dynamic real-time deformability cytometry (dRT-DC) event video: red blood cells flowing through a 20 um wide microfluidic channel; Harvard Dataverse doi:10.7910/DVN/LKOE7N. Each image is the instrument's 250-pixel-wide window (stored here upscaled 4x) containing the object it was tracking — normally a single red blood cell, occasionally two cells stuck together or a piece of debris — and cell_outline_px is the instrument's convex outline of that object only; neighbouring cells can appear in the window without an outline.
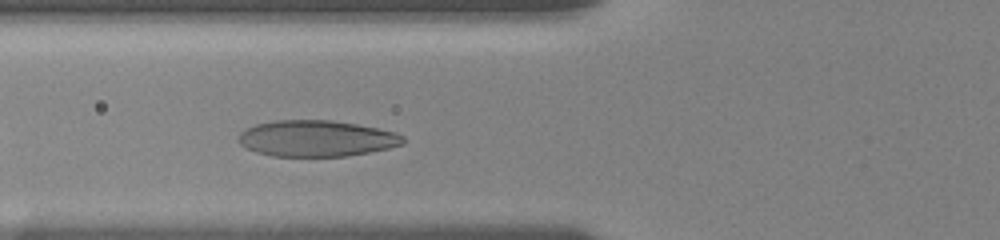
{"species": "human", "species_latin": "Homo sapiens", "temperature_condition": "room temperature", "stored_images_in_passage": 42, "camera_frame_rate_fps": 3000, "um_per_image_px": 0.085, "donor": {"sex": "female"}, "frame": {"image": 1, "passage_image": 7, "time_ms": 1.667, "image_size_px": [1000, 240], "cell_outline_px": [[404, 144], [388, 148], [348, 156], [272, 156], [256, 152], [240, 144], [236, 140], [240, 132], [244, 128], [256, 124], [276, 120], [332, 120], [356, 124], [396, 132], [404, 136]], "centroid_in_image_um": [26.87, 11.76], "position_along_channel_um": 98.9, "area_um2": 34.8}}
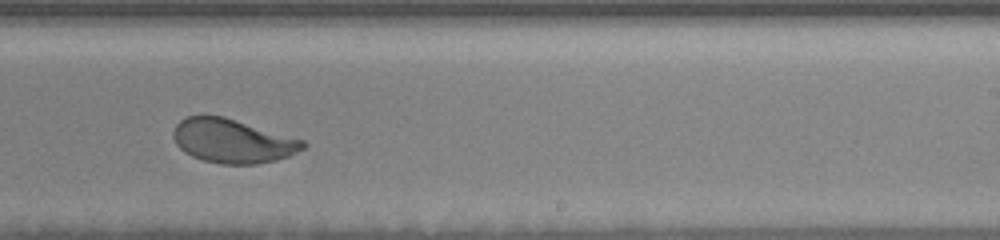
{"frame": {"image": 2, "passage_image": 24, "time_ms": 6.333, "image_size_px": [1000, 240], "cell_outline_px": [[308, 144], [304, 148], [288, 156], [276, 160], [256, 164], [220, 164], [204, 160], [192, 156], [184, 152], [176, 144], [172, 136], [172, 132], [176, 124], [180, 120], [188, 116], [224, 116], [304, 140]], "centroid_in_image_um": [19.76, 11.98], "position_along_channel_um": 269.2, "area_um2": 33.18}}
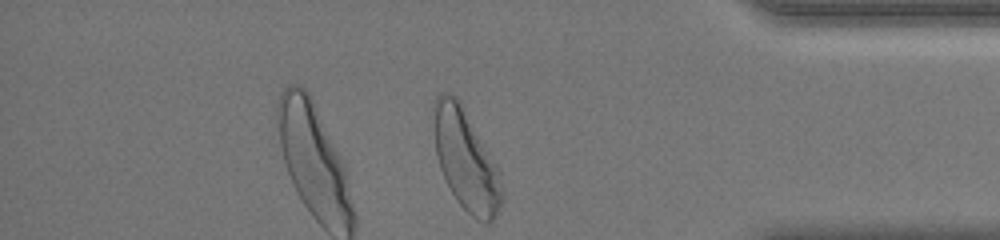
{"frame": {"image": 3, "passage_image": 42, "time_ms": 10.333, "image_size_px": [1000, 240], "cell_outline_px": [[504, 200], [492, 220], [476, 220], [456, 200], [440, 168], [436, 152], [432, 108], [436, 96], [440, 92], [448, 92], [456, 96], [460, 100], [496, 168], [504, 192]], "centroid_in_image_um": [39.56, 13.55], "position_along_channel_um": 395.6, "area_um2": 39.13}, "authors_computed_cell_mechanics": {"area_um2": 33.6974, "velocity_mm_per_s": 3.6526, "shape_relaxation_time_tau1_ms": 2.6561, "shape_relaxation_time_tau2_ms": null, "deformation_change_tau1": 0.1411, "deformation_change_tau2": null}}